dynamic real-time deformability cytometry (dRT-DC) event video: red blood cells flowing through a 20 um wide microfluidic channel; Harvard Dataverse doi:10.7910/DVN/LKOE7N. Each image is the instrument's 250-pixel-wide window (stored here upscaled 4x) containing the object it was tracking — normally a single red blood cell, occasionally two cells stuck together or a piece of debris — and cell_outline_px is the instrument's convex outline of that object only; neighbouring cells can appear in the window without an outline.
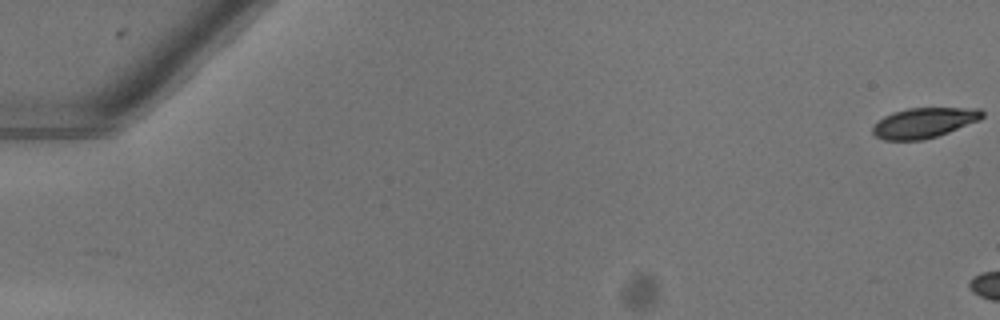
{"species": "common noctule bat (a hibernating species)", "species_latin": "Nyctalus noctula", "temperature_condition": "warm", "stored_images_in_passage": 6, "camera_frame_rate_fps": 3000, "um_per_image_px": 0.085, "animal": {"sex": "female"}, "frame": {"image": 1, "passage_image": 1, "time_ms": 0.0, "image_size_px": [1000, 320], "cell_outline_px": [[984, 116], [980, 120], [948, 132], [924, 140], [884, 140], [876, 136], [872, 132], [872, 128], [884, 116], [892, 112], [908, 108], [980, 108], [984, 112]], "centroid_in_image_um": [78.56, 10.43], "position_along_channel_um": 6.4, "area_um2": 19.19}}